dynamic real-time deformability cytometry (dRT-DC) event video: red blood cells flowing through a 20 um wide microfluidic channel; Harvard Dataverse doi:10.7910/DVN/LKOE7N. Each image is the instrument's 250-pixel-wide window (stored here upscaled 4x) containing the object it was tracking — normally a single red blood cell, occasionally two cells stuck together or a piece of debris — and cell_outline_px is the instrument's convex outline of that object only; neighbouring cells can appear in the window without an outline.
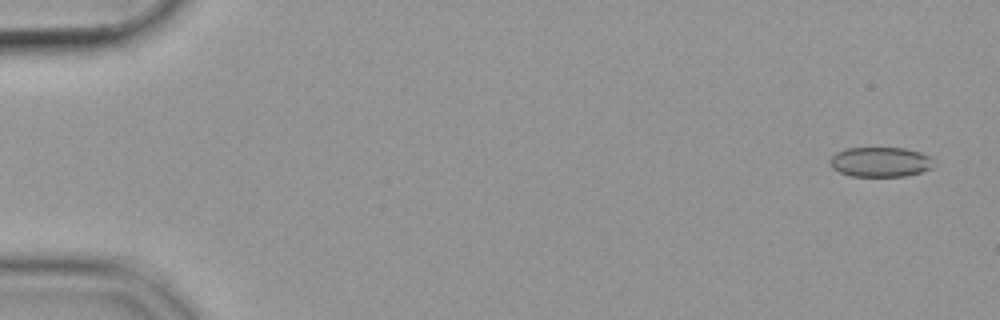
{"species": "common noctule bat (a hibernating species)", "species_latin": "Nyctalus noctula", "temperature_condition": "cold", "stored_images_in_passage": 55, "camera_frame_rate_fps": 3000, "um_per_image_px": 0.085, "animal": {"sex": "female", "body_mass_g": 19.9}, "frame": {"image": 1, "passage_image": 3, "time_ms": 0.667, "image_size_px": [1000, 320], "cell_outline_px": [[932, 168], [920, 172], [904, 176], [852, 176], [840, 172], [832, 168], [828, 164], [832, 156], [836, 152], [844, 148], [904, 148], [920, 152], [928, 156]], "centroid_in_image_um": [74.75, 13.76], "position_along_channel_um": 10.2, "area_um2": 17.86}}
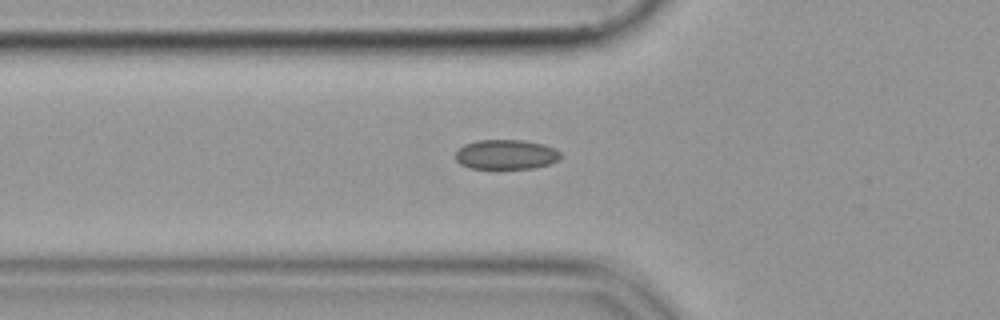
{"frame": {"image": 2, "passage_image": 20, "time_ms": 6.333, "image_size_px": [1000, 320], "cell_outline_px": [[560, 156], [556, 160], [548, 164], [532, 168], [472, 168], [460, 164], [456, 160], [456, 152], [464, 144], [476, 140], [524, 140], [544, 144], [560, 152]], "centroid_in_image_um": [42.98, 13.12], "position_along_channel_um": 82.8, "area_um2": 17.98}}
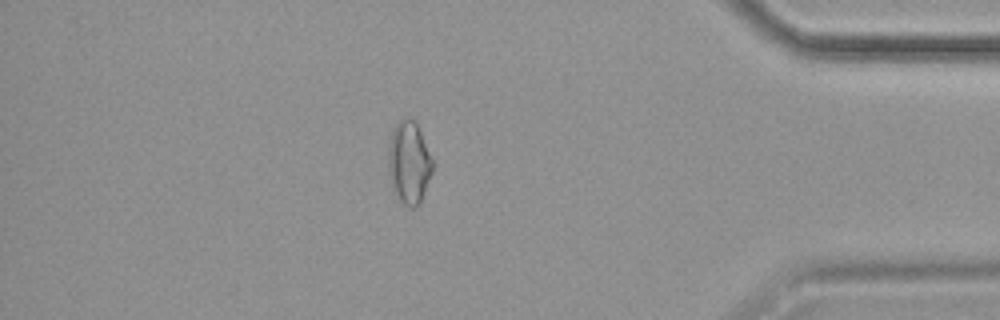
{"frame": {"image": 3, "passage_image": 48, "time_ms": 15.667, "image_size_px": [1000, 320], "cell_outline_px": [[432, 172], [420, 204], [416, 208], [408, 208], [400, 200], [396, 192], [388, 172], [388, 144], [392, 128], [404, 116], [408, 116], [416, 120], [432, 160]], "centroid_in_image_um": [34.76, 13.77], "position_along_channel_um": 400.4, "area_um2": 21.39}}